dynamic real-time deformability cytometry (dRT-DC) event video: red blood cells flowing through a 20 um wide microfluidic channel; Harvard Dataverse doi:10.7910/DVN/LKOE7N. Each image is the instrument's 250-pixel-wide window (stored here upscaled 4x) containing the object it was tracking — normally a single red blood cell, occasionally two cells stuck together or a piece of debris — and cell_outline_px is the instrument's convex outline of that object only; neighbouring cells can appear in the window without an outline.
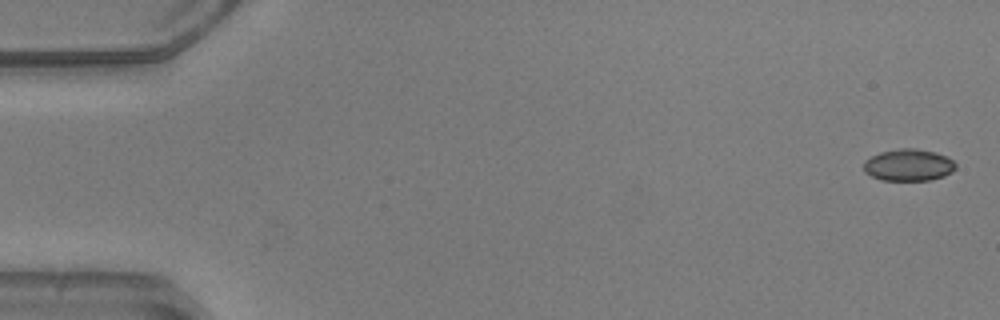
{"species": "common noctule bat (a hibernating species)", "species_latin": "Nyctalus noctula", "temperature_condition": "warm", "stored_images_in_passage": 15, "camera_frame_rate_fps": 3000, "um_per_image_px": 0.085, "animal": {"sex": "male", "body_mass_g": 20.5, "forearm_length_mm": 52.5}, "frame": {"image": 1, "passage_image": 1, "time_ms": 0.0, "image_size_px": [1000, 320], "cell_outline_px": [[956, 168], [952, 172], [944, 176], [928, 180], [880, 180], [864, 172], [864, 160], [880, 152], [900, 148], [916, 148], [936, 152], [948, 156], [956, 164]], "centroid_in_image_um": [77.24, 14.02], "position_along_channel_um": 7.8, "area_um2": 17.22}}
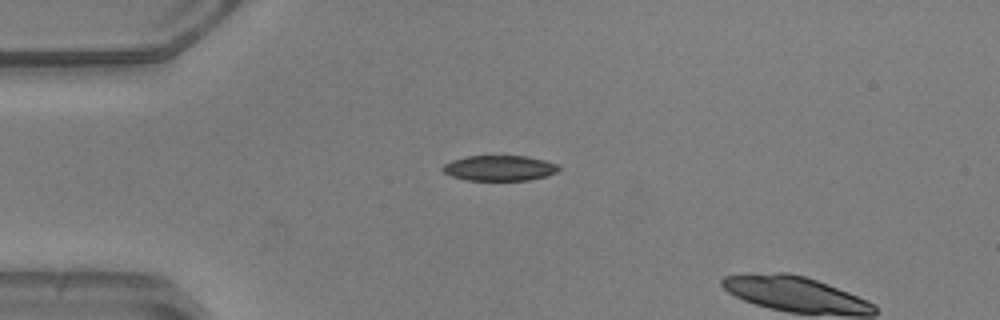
{"frame": {"image": 2, "passage_image": 13, "time_ms": 4.0, "image_size_px": [1000, 320], "cell_outline_px": [[564, 168], [548, 176], [528, 180], [468, 180], [452, 176], [444, 172], [440, 168], [444, 164], [452, 160], [468, 156], [524, 156], [544, 160], [560, 164]], "centroid_in_image_um": [42.51, 14.29], "position_along_channel_um": 42.5, "area_um2": 17.28}}